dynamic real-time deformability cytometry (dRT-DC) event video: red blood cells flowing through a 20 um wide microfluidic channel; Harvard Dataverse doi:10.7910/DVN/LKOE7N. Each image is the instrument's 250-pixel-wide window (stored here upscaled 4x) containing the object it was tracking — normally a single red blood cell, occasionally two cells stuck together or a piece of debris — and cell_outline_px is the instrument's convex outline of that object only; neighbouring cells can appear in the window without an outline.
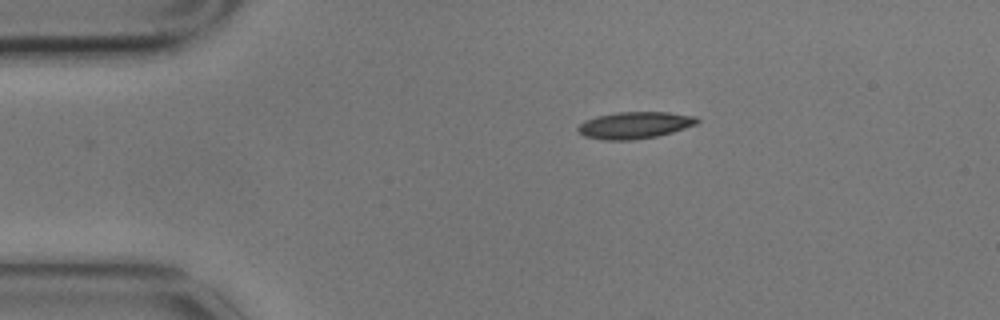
{"species": "common noctule bat (a hibernating species)", "species_latin": "Nyctalus noctula", "temperature_condition": "cold", "stored_images_in_passage": 7, "camera_frame_rate_fps": 3000, "um_per_image_px": 0.085, "animal": {"sex": "male", "body_mass_g": 17.9}, "frame": {"image": 1, "passage_image": 1, "time_ms": 0.0, "image_size_px": [1000, 320], "cell_outline_px": [[700, 120], [696, 124], [672, 132], [656, 136], [632, 140], [604, 140], [584, 136], [576, 128], [584, 120], [596, 116], [616, 112], [668, 112], [696, 116]], "centroid_in_image_um": [53.93, 10.63], "position_along_channel_um": 31.1, "area_um2": 18.61}}
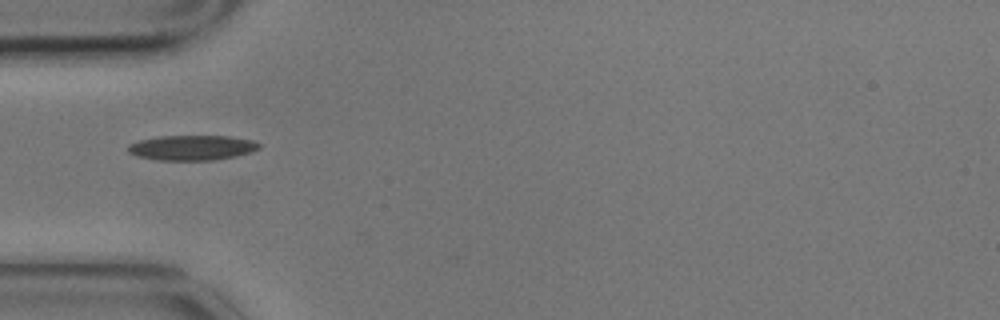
{"frame": {"image": 2, "passage_image": 3, "time_ms": 0.667, "image_size_px": [1000, 320], "cell_outline_px": [[260, 148], [252, 152], [236, 156], [212, 160], [156, 160], [136, 156], [128, 152], [128, 144], [140, 140], [160, 136], [228, 136], [252, 140], [260, 144]], "centroid_in_image_um": [16.31, 12.56], "position_along_channel_um": 68.7, "area_um2": 19.13}}